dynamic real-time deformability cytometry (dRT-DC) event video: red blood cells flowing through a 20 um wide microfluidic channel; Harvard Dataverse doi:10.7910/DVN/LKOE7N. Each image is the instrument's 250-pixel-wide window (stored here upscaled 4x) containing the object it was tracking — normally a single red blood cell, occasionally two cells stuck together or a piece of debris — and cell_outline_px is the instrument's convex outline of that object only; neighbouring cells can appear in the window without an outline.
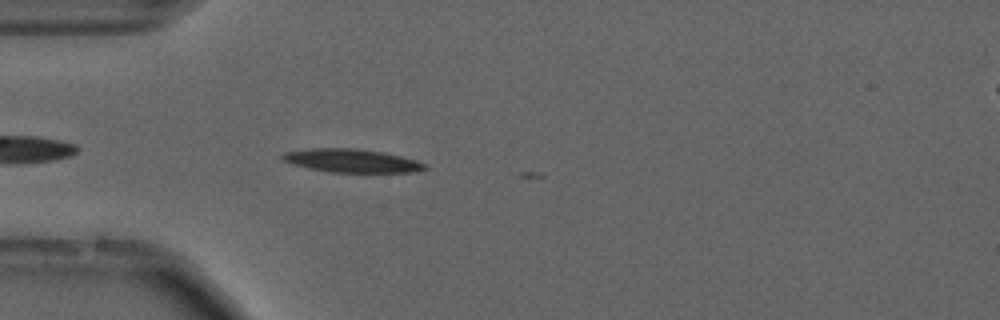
{"species": "common noctule bat (a hibernating species)", "species_latin": "Nyctalus noctula", "temperature_condition": "cold", "stored_images_in_passage": 8, "camera_frame_rate_fps": 3000, "um_per_image_px": 0.085, "animal": {"sex": "male", "forearm_length_mm": 52.5}, "frame": {"image": 1, "passage_image": 2, "time_ms": 0.333, "image_size_px": [1000, 320], "cell_outline_px": [[428, 168], [416, 172], [332, 172], [308, 168], [292, 164], [280, 160], [280, 156], [284, 152], [312, 148], [356, 148], [380, 152], [400, 156], [416, 160], [428, 164]], "centroid_in_image_um": [29.88, 13.66], "position_along_channel_um": 55.1, "area_um2": 19.42}}